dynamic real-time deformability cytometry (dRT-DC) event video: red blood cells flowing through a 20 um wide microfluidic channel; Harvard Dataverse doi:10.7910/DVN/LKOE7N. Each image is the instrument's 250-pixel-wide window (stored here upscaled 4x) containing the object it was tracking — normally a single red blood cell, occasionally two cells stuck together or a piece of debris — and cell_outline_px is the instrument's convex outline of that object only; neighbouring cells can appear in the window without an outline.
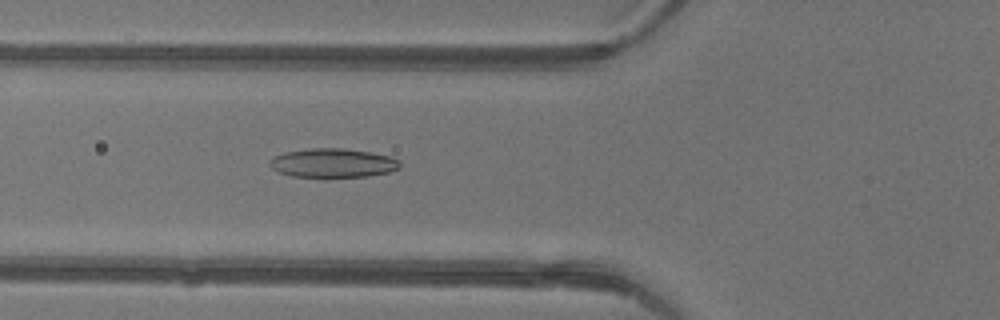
{"species": "common noctule bat (a hibernating species)", "species_latin": "Nyctalus noctula", "temperature_condition": "warm", "stored_images_in_passage": 40, "camera_frame_rate_fps": 3000, "um_per_image_px": 0.085, "animal": {"sex": "female"}, "frame": {"image": 1, "passage_image": 11, "time_ms": 3.333, "image_size_px": [1000, 320], "cell_outline_px": [[400, 168], [388, 172], [368, 176], [324, 180], [292, 176], [280, 172], [272, 168], [268, 164], [268, 160], [272, 156], [284, 152], [312, 148], [344, 148], [392, 156], [400, 160]], "centroid_in_image_um": [28.26, 13.89], "position_along_channel_um": 97.5, "area_um2": 23.0}}
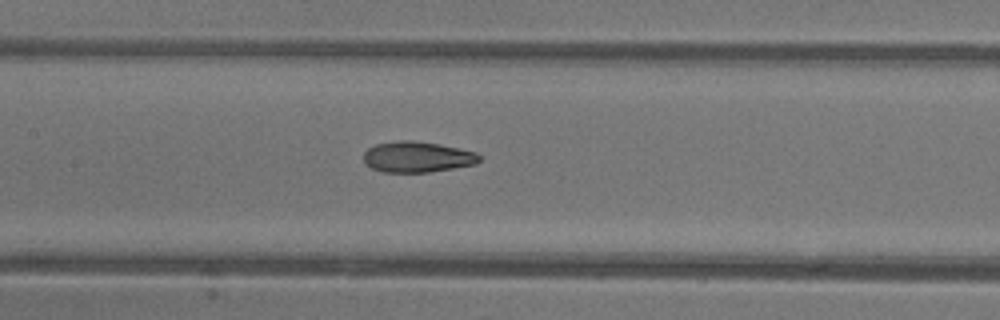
{"frame": {"image": 2, "passage_image": 16, "time_ms": 5.0, "image_size_px": [1000, 320], "cell_outline_px": [[480, 160], [476, 164], [428, 172], [384, 172], [372, 168], [364, 164], [364, 152], [368, 148], [376, 144], [400, 140], [412, 140], [440, 144], [460, 148], [476, 152], [480, 156]], "centroid_in_image_um": [35.46, 13.33], "position_along_channel_um": 171.9, "area_um2": 20.81}}
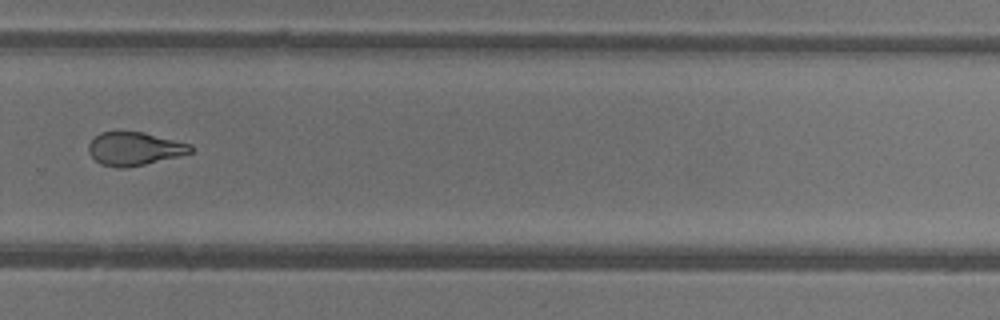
{"frame": {"image": 3, "passage_image": 26, "time_ms": 8.333, "image_size_px": [1000, 320], "cell_outline_px": [[196, 148], [192, 152], [180, 156], [144, 164], [124, 168], [120, 168], [100, 164], [88, 152], [88, 144], [100, 132], [144, 132], [192, 144]], "centroid_in_image_um": [11.47, 12.64], "position_along_channel_um": 318.3, "area_um2": 19.83}, "authors_computed_cell_mechanics": {"area_um2": 20.808, "velocity_mm_per_s": 4.4218, "shape_relaxation_time_tau1_ms": 6.2703, "shape_relaxation_time_tau2_ms": 1.6088, "deformation_change_tau1": 0.2083, "deformation_change_tau2": 0.0846}}